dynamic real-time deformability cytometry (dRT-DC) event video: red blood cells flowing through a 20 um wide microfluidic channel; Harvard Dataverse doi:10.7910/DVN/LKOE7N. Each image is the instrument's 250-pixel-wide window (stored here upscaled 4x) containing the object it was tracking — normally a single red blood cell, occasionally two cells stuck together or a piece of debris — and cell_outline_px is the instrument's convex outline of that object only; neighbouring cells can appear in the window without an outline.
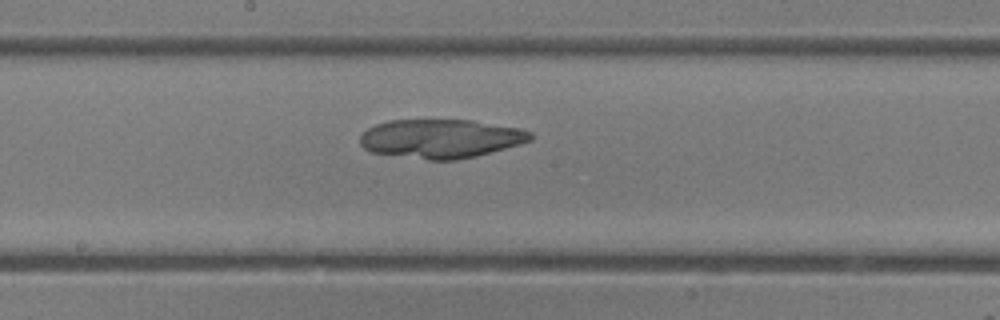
{"species": "common noctule bat (a hibernating species)", "species_latin": "Nyctalus noctula", "temperature_condition": "room temperature", "stored_images_in_passage": 27, "camera_frame_rate_fps": 3000, "um_per_image_px": 0.085, "animal": {"sex": "female"}, "frame": {"image": 1, "passage_image": 11, "time_ms": 3.333, "image_size_px": [1000, 320], "cell_outline_px": [[532, 140], [520, 144], [476, 156], [456, 160], [428, 160], [372, 152], [364, 148], [360, 144], [360, 136], [368, 128], [376, 124], [388, 120], [472, 120], [520, 128], [532, 132]], "centroid_in_image_um": [37.47, 11.78], "position_along_channel_um": 210.7, "area_um2": 38.61}}
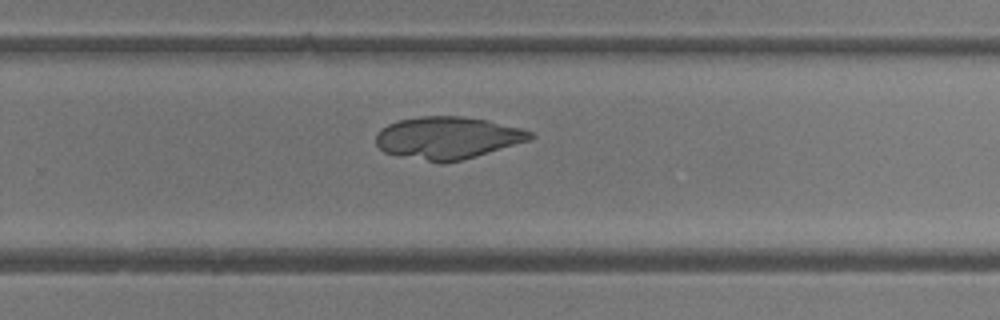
{"frame": {"image": 2, "passage_image": 16, "time_ms": 5.0, "image_size_px": [1000, 320], "cell_outline_px": [[536, 136], [528, 140], [476, 156], [460, 160], [428, 160], [400, 156], [384, 152], [376, 144], [376, 132], [388, 124], [400, 120], [420, 116], [464, 116], [488, 120], [520, 128], [532, 132]], "centroid_in_image_um": [38.03, 11.68], "position_along_channel_um": 291.8, "area_um2": 37.28}}
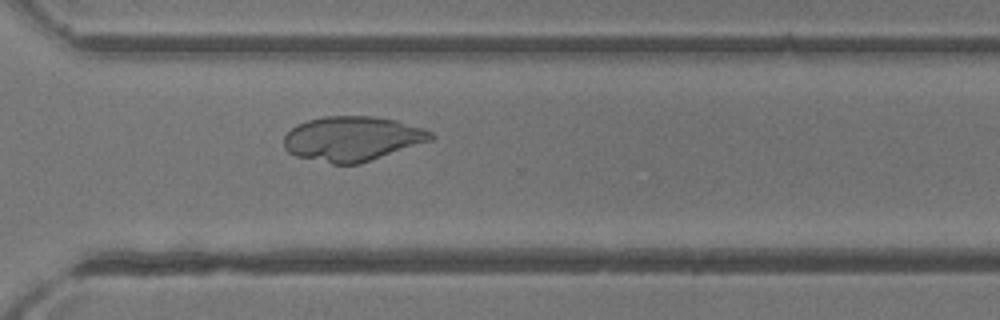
{"frame": {"image": 3, "passage_image": 19, "time_ms": 6.0, "image_size_px": [1000, 320], "cell_outline_px": [[436, 136], [432, 140], [360, 164], [332, 164], [296, 156], [288, 152], [284, 148], [284, 136], [296, 124], [308, 120], [324, 116], [372, 116], [396, 120], [424, 128], [432, 132]], "centroid_in_image_um": [29.95, 11.79], "position_along_channel_um": 340.6, "area_um2": 38.44}}